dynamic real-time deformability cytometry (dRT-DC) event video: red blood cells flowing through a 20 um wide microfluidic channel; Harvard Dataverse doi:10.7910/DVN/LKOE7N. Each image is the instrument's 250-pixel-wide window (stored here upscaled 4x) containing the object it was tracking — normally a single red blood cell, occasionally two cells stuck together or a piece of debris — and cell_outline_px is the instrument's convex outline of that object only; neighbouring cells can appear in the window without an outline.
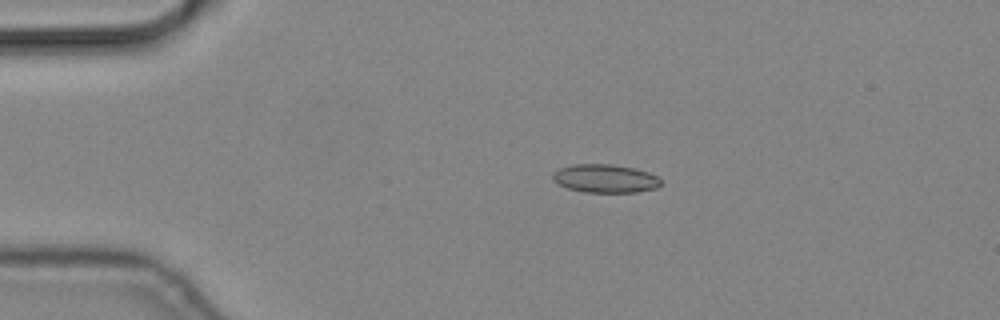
{"species": "common noctule bat (a hibernating species)", "species_latin": "Nyctalus noctula", "temperature_condition": "cold", "stored_images_in_passage": 3, "camera_frame_rate_fps": 3000, "um_per_image_px": 0.085, "animal": {"sex": "male", "body_mass_g": 19.2, "forearm_length_mm": 51.8}, "frame": {"image": 1, "passage_image": 1, "time_ms": 0.0, "image_size_px": [1000, 320], "cell_outline_px": [[660, 184], [656, 188], [636, 192], [584, 192], [568, 188], [552, 180], [552, 172], [560, 168], [572, 164], [612, 164], [636, 168], [648, 172], [656, 176], [660, 180]], "centroid_in_image_um": [51.41, 15.16], "position_along_channel_um": 33.6, "area_um2": 17.86}}
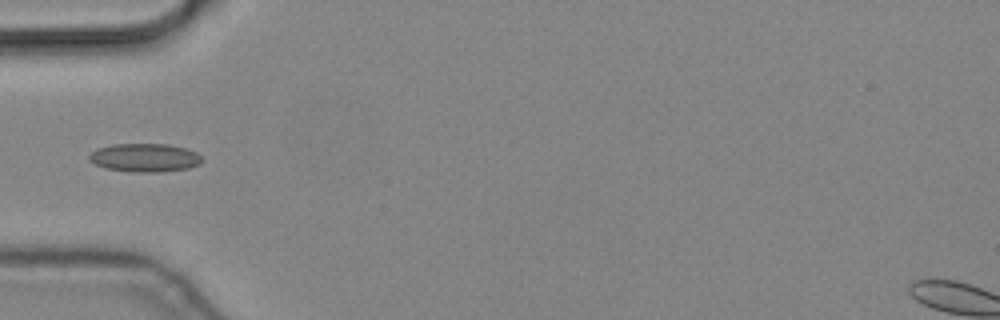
{"frame": {"image": 2, "passage_image": 3, "time_ms": 0.667, "image_size_px": [1000, 320], "cell_outline_px": [[204, 160], [200, 164], [188, 168], [160, 172], [132, 172], [104, 168], [88, 160], [88, 156], [96, 148], [112, 144], [168, 144], [184, 148], [196, 152]], "centroid_in_image_um": [12.29, 13.4], "position_along_channel_um": 72.7, "area_um2": 18.79}}